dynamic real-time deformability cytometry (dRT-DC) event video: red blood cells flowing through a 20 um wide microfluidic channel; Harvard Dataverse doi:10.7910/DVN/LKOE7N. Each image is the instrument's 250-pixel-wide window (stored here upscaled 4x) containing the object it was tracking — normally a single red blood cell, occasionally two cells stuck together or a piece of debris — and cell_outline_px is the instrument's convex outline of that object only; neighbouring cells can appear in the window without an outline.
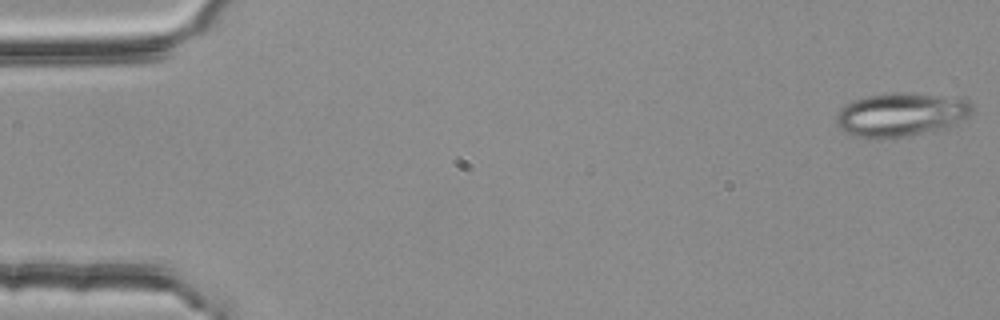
{"species": "common noctule bat (a hibernating species)", "species_latin": "Nyctalus noctula", "temperature_condition": "room temperature", "stored_images_in_passage": 4, "camera_frame_rate_fps": 3000, "um_per_image_px": 0.085, "animal": {"sex": "female", "body_mass_g": 25.1}, "frame": {"image": 1, "passage_image": 1, "time_ms": 0.0, "image_size_px": [1000, 320], "cell_outline_px": [[976, 108], [964, 120], [936, 128], [904, 136], [880, 140], [872, 140], [856, 136], [844, 132], [836, 124], [836, 116], [840, 108], [852, 100], [868, 96], [892, 92], [904, 92], [968, 100]], "centroid_in_image_um": [76.49, 9.74], "position_along_channel_um": 8.5, "area_um2": 34.22}}